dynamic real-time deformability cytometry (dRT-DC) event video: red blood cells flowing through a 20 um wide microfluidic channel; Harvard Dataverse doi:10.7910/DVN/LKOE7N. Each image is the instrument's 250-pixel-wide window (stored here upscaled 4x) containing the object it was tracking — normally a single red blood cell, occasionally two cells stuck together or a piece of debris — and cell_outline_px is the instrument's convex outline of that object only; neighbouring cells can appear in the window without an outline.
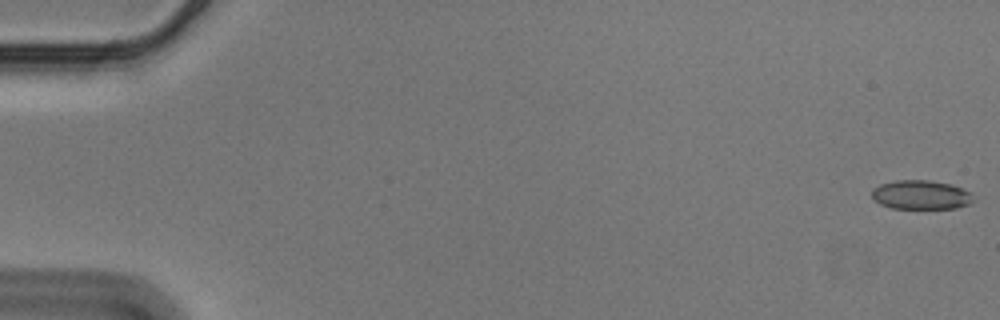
{"species": "Egyptian fruit bat (a non-hibernating species)", "species_latin": "Rousettus aegyptiacus", "temperature_condition": "cold", "stored_images_in_passage": 57, "camera_frame_rate_fps": 3000, "um_per_image_px": 0.085, "animal": {"sex": "male"}, "frame": {"image": 1, "passage_image": 1, "time_ms": 0.0, "image_size_px": [1000, 320], "cell_outline_px": [[976, 200], [972, 204], [956, 208], [892, 208], [880, 204], [872, 196], [872, 188], [880, 184], [896, 180], [928, 180], [952, 184], [972, 192]], "centroid_in_image_um": [78.35, 16.56], "position_along_channel_um": 6.7, "area_um2": 17.46}}
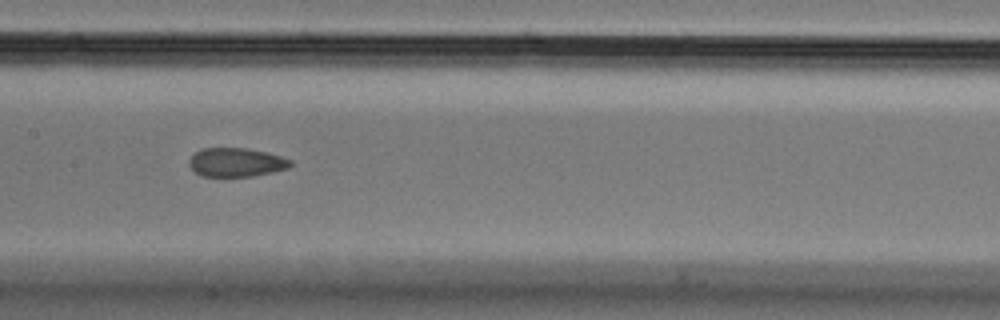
{"frame": {"image": 2, "passage_image": 29, "time_ms": 9.333, "image_size_px": [1000, 320], "cell_outline_px": [[292, 164], [288, 168], [272, 172], [252, 176], [200, 176], [188, 164], [188, 160], [196, 152], [204, 148], [244, 148], [268, 152], [292, 160]], "centroid_in_image_um": [20.08, 13.79], "position_along_channel_um": 187.3, "area_um2": 16.94}}
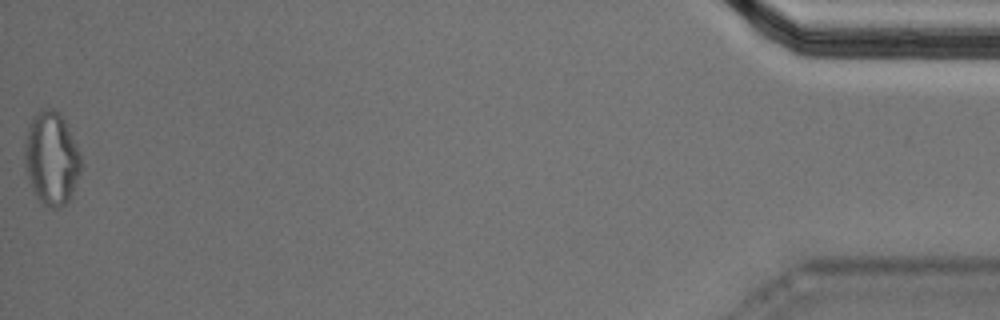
{"frame": {"image": 3, "passage_image": 57, "time_ms": 18.667, "image_size_px": [1000, 320], "cell_outline_px": [[80, 172], [72, 196], [60, 208], [52, 208], [44, 204], [32, 192], [24, 168], [24, 144], [28, 124], [32, 116], [44, 108], [52, 108], [60, 112], [76, 144], [80, 156]], "centroid_in_image_um": [4.34, 13.46], "position_along_channel_um": 430.9, "area_um2": 30.87}, "authors_computed_cell_mechanics": {"area_um2": 18.1492, "velocity_mm_per_s": 3.574, "shape_relaxation_time_tau1_ms": 9.8187, "shape_relaxation_time_tau2_ms": 2.8008, "deformation_change_tau1": 0.1407, "deformation_change_tau2": 0.0804}}